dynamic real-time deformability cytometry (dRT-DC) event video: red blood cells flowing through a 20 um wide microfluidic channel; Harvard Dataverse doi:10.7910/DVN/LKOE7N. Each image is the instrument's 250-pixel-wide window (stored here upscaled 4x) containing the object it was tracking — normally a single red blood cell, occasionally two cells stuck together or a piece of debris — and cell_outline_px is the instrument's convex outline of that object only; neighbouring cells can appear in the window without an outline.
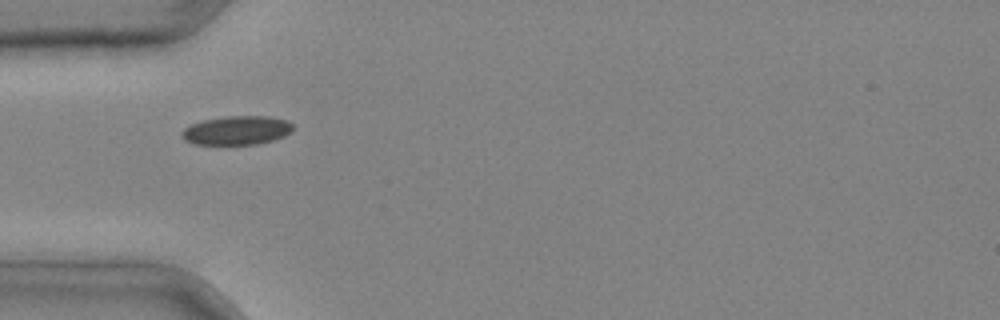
{"species": "common noctule bat (a hibernating species)", "species_latin": "Nyctalus noctula", "temperature_condition": "cold", "stored_images_in_passage": 3, "camera_frame_rate_fps": 3000, "um_per_image_px": 0.085, "animal": {"sex": "male", "body_mass_g": 20.4}, "frame": {"image": 1, "passage_image": 3, "time_ms": 0.667, "image_size_px": [1000, 320], "cell_outline_px": [[292, 128], [284, 136], [272, 140], [256, 144], [196, 144], [184, 140], [180, 136], [180, 132], [184, 128], [192, 124], [204, 120], [228, 116], [268, 116], [284, 120], [292, 124]], "centroid_in_image_um": [20.07, 11.08], "position_along_channel_um": 64.9, "area_um2": 18.44}}